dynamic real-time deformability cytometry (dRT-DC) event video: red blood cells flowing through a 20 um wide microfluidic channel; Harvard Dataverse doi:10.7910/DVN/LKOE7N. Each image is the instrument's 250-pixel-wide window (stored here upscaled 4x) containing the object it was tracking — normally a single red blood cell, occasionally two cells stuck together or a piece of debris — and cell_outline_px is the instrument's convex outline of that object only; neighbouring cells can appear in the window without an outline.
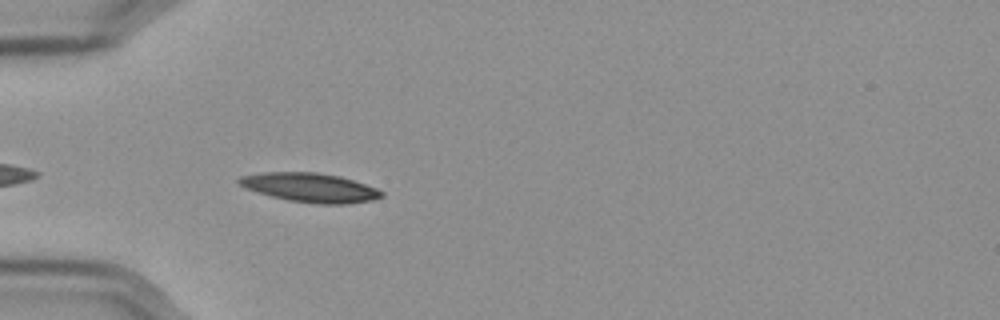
{"species": "Egyptian fruit bat (a non-hibernating species)", "species_latin": "Rousettus aegyptiacus", "temperature_condition": "cold", "stored_images_in_passage": 4, "camera_frame_rate_fps": 3000, "um_per_image_px": 0.085, "frame": {"image": 1, "passage_image": 2, "time_ms": 0.333, "image_size_px": [1000, 320], "cell_outline_px": [[384, 196], [372, 200], [348, 204], [320, 204], [288, 200], [272, 196], [248, 188], [240, 184], [236, 180], [240, 176], [264, 172], [316, 172], [340, 176], [376, 188], [384, 192]], "centroid_in_image_um": [26.4, 15.94], "position_along_channel_um": 58.6, "area_um2": 23.93}}